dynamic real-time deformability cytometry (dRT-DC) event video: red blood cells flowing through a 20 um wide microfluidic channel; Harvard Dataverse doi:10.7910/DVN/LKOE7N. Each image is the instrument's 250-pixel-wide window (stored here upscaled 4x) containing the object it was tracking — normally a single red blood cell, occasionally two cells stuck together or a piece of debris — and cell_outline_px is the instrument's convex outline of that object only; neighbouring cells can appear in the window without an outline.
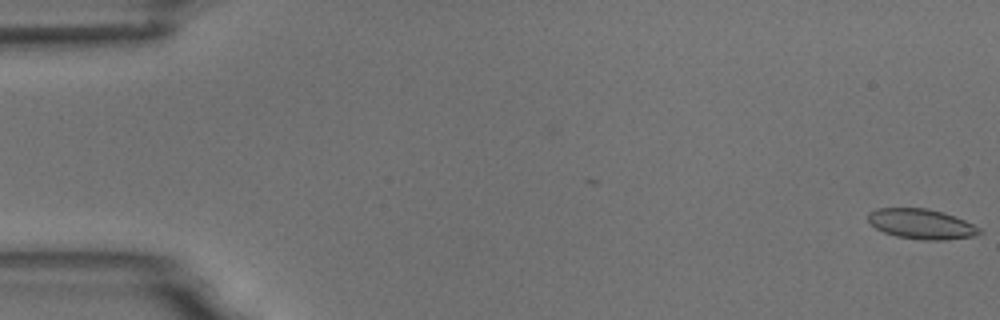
{"species": "common noctule bat (a hibernating species)", "species_latin": "Nyctalus noctula", "temperature_condition": "room temperature", "stored_images_in_passage": 2, "camera_frame_rate_fps": 3000, "um_per_image_px": 0.085, "animal": {"sex": "male", "body_mass_g": 18.8}, "frame": {"image": 1, "passage_image": 2, "time_ms": 0.333, "image_size_px": [1000, 320], "cell_outline_px": [[984, 232], [972, 236], [944, 240], [920, 240], [896, 236], [884, 232], [876, 228], [868, 220], [868, 212], [876, 208], [928, 208], [944, 212], [964, 220], [980, 228]], "centroid_in_image_um": [78.31, 19.03], "position_along_channel_um": 6.7, "area_um2": 19.54}}